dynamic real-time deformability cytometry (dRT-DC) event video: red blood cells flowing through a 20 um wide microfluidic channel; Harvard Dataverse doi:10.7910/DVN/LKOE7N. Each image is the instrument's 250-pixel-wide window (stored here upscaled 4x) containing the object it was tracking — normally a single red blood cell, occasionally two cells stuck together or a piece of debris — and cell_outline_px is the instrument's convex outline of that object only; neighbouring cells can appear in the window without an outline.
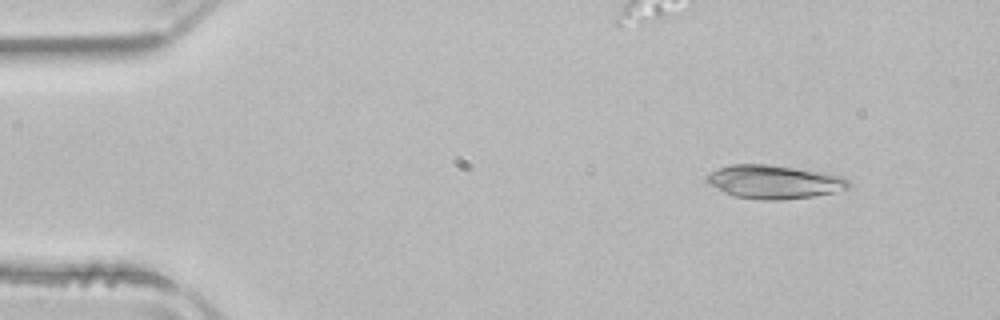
{"species": "common noctule bat (a hibernating species)", "species_latin": "Nyctalus noctula", "temperature_condition": "room temperature", "stored_images_in_passage": 4, "camera_frame_rate_fps": 3000, "um_per_image_px": 0.085, "animal": {"sex": "male", "body_mass_g": 21.5, "forearm_length_mm": 52.0}, "frame": {"image": 1, "passage_image": 1, "time_ms": 0.0, "image_size_px": [1000, 320], "cell_outline_px": [[852, 184], [848, 188], [832, 192], [812, 196], [780, 200], [760, 200], [732, 196], [708, 184], [704, 180], [704, 176], [728, 164], [768, 164], [828, 172], [844, 176]], "centroid_in_image_um": [65.8, 15.45], "position_along_channel_um": 19.2, "area_um2": 28.09}}